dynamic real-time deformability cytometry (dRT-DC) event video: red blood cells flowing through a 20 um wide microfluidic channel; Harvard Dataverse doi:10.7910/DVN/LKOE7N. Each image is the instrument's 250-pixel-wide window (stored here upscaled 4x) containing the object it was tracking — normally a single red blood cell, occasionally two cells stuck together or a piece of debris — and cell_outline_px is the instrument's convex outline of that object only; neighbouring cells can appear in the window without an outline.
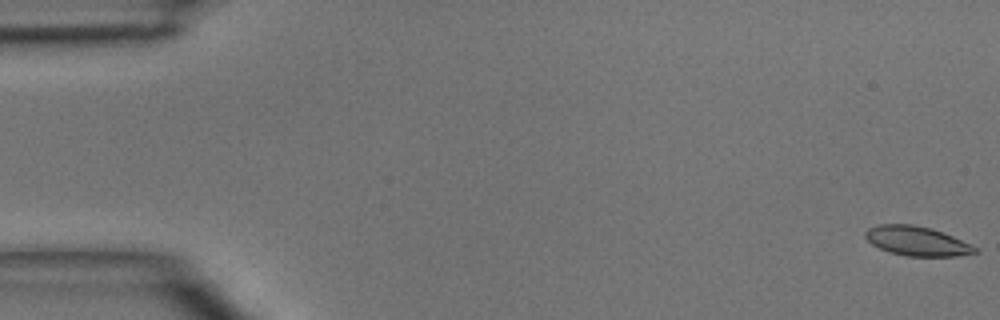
{"species": "common noctule bat (a hibernating species)", "species_latin": "Nyctalus noctula", "temperature_condition": "room temperature", "stored_images_in_passage": 7, "camera_frame_rate_fps": 3000, "um_per_image_px": 0.085, "animal": {"sex": "male", "body_mass_g": 15.6}, "frame": {"image": 1, "passage_image": 1, "time_ms": 0.0, "image_size_px": [1000, 320], "cell_outline_px": [[976, 252], [956, 256], [904, 256], [888, 252], [872, 244], [864, 236], [864, 232], [868, 228], [876, 224], [912, 224], [928, 228], [952, 236], [976, 248]], "centroid_in_image_um": [77.84, 20.49], "position_along_channel_um": 7.2, "area_um2": 18.5}}